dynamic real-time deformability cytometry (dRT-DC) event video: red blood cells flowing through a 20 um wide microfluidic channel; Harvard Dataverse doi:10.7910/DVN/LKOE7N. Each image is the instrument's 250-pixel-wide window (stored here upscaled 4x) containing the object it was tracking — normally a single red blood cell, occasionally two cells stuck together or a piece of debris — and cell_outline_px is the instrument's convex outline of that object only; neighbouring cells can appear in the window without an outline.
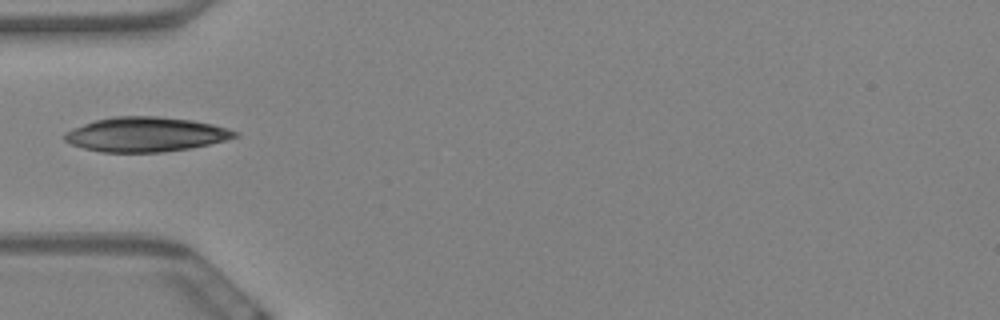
{"species": "Egyptian fruit bat (a non-hibernating species)", "species_latin": "Rousettus aegyptiacus", "temperature_condition": "warm", "stored_images_in_passage": 41, "camera_frame_rate_fps": 3000, "um_per_image_px": 0.085, "animal": {"sex": "female"}, "frame": {"image": 1, "passage_image": 1, "time_ms": 0.0, "image_size_px": [1000, 320], "cell_outline_px": [[240, 136], [208, 144], [188, 148], [160, 152], [104, 152], [84, 148], [72, 144], [64, 140], [64, 132], [72, 128], [96, 120], [112, 116], [156, 116], [192, 120], [212, 124], [228, 128], [240, 132]], "centroid_in_image_um": [12.39, 11.41], "position_along_channel_um": 72.6, "area_um2": 34.16}}
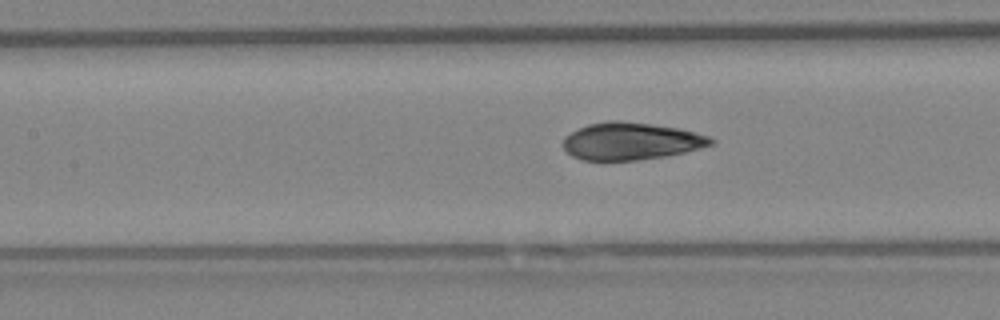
{"frame": {"image": 2, "passage_image": 8, "time_ms": 2.333, "image_size_px": [1000, 320], "cell_outline_px": [[716, 144], [684, 152], [664, 156], [636, 160], [580, 160], [572, 156], [564, 148], [564, 136], [588, 124], [608, 120], [620, 120], [652, 124], [680, 128], [708, 136], [716, 140]], "centroid_in_image_um": [53.65, 11.99], "position_along_channel_um": 153.7, "area_um2": 32.14}}
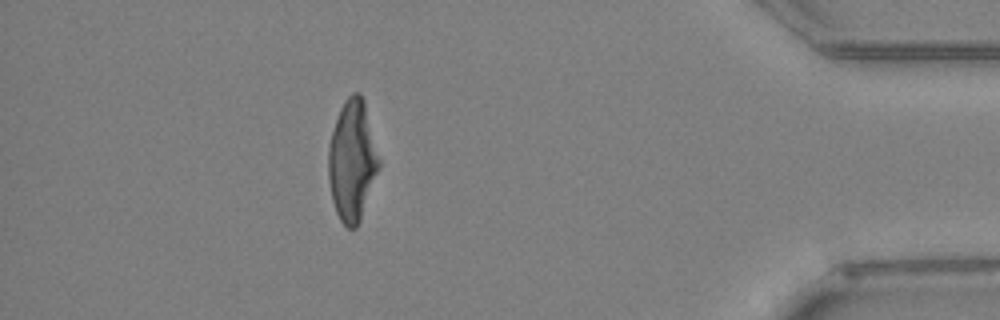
{"frame": {"image": 3, "passage_image": 34, "time_ms": 11.0, "image_size_px": [1000, 320], "cell_outline_px": [[380, 168], [360, 220], [356, 228], [348, 228], [340, 220], [336, 212], [332, 200], [328, 180], [328, 148], [332, 132], [340, 108], [344, 100], [352, 92], [360, 92], [364, 100], [380, 160]], "centroid_in_image_um": [29.94, 13.65], "position_along_channel_um": 405.3, "area_um2": 35.66}}